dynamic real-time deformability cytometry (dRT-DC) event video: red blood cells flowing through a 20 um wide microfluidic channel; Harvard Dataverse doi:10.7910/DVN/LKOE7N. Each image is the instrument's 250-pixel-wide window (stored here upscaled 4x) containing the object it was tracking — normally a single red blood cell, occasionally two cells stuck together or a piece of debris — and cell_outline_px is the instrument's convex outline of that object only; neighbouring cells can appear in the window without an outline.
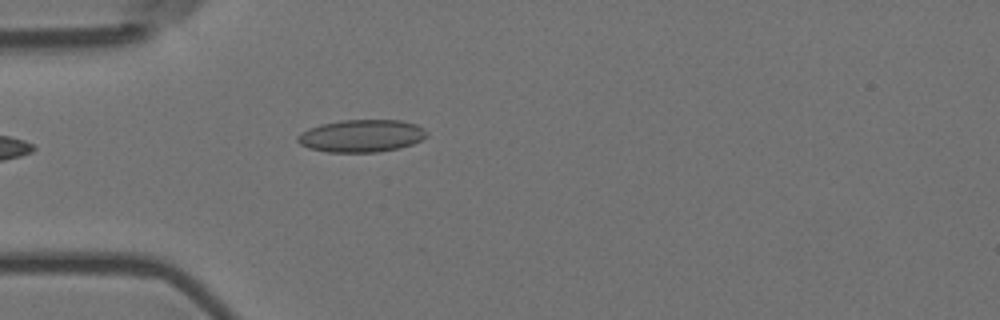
{"species": "Egyptian fruit bat (a non-hibernating species)", "species_latin": "Rousettus aegyptiacus", "temperature_condition": "room temperature", "stored_images_in_passage": 2, "camera_frame_rate_fps": 3000, "um_per_image_px": 0.085, "animal": {"sex": "female"}, "frame": {"image": 1, "passage_image": 2, "time_ms": 0.333, "image_size_px": [1000, 320], "cell_outline_px": [[428, 136], [412, 144], [400, 148], [376, 152], [328, 152], [308, 148], [300, 144], [296, 140], [296, 136], [300, 132], [308, 128], [320, 124], [340, 120], [400, 120], [416, 124], [424, 128], [428, 132]], "centroid_in_image_um": [30.71, 11.54], "position_along_channel_um": 54.3, "area_um2": 24.68}}